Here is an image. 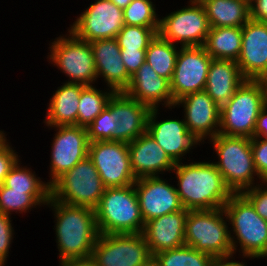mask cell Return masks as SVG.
<instances>
[{"mask_svg": "<svg viewBox=\"0 0 267 266\" xmlns=\"http://www.w3.org/2000/svg\"><path fill=\"white\" fill-rule=\"evenodd\" d=\"M253 137L267 140V106H263L256 120Z\"/></svg>", "mask_w": 267, "mask_h": 266, "instance_id": "cell-44", "label": "cell"}, {"mask_svg": "<svg viewBox=\"0 0 267 266\" xmlns=\"http://www.w3.org/2000/svg\"><path fill=\"white\" fill-rule=\"evenodd\" d=\"M45 207H49L54 214L53 229L59 263L91 257L99 236L95 209L64 204L51 197Z\"/></svg>", "mask_w": 267, "mask_h": 266, "instance_id": "cell-2", "label": "cell"}, {"mask_svg": "<svg viewBox=\"0 0 267 266\" xmlns=\"http://www.w3.org/2000/svg\"><path fill=\"white\" fill-rule=\"evenodd\" d=\"M251 149L259 179L262 182H267V140L257 137L251 138Z\"/></svg>", "mask_w": 267, "mask_h": 266, "instance_id": "cell-39", "label": "cell"}, {"mask_svg": "<svg viewBox=\"0 0 267 266\" xmlns=\"http://www.w3.org/2000/svg\"><path fill=\"white\" fill-rule=\"evenodd\" d=\"M75 19L68 29L89 43L116 38L125 25L123 10L111 0H95Z\"/></svg>", "mask_w": 267, "mask_h": 266, "instance_id": "cell-14", "label": "cell"}, {"mask_svg": "<svg viewBox=\"0 0 267 266\" xmlns=\"http://www.w3.org/2000/svg\"><path fill=\"white\" fill-rule=\"evenodd\" d=\"M95 61L97 82L101 77L105 86L114 92H124L131 76L121 59V48L116 38L90 42Z\"/></svg>", "mask_w": 267, "mask_h": 266, "instance_id": "cell-23", "label": "cell"}, {"mask_svg": "<svg viewBox=\"0 0 267 266\" xmlns=\"http://www.w3.org/2000/svg\"><path fill=\"white\" fill-rule=\"evenodd\" d=\"M207 143L212 144L218 160L212 162L232 193H242L262 183L254 165L250 138L217 134Z\"/></svg>", "mask_w": 267, "mask_h": 266, "instance_id": "cell-3", "label": "cell"}, {"mask_svg": "<svg viewBox=\"0 0 267 266\" xmlns=\"http://www.w3.org/2000/svg\"><path fill=\"white\" fill-rule=\"evenodd\" d=\"M210 24L200 0H189L187 6L160 16L158 34L181 47L204 46Z\"/></svg>", "mask_w": 267, "mask_h": 266, "instance_id": "cell-10", "label": "cell"}, {"mask_svg": "<svg viewBox=\"0 0 267 266\" xmlns=\"http://www.w3.org/2000/svg\"><path fill=\"white\" fill-rule=\"evenodd\" d=\"M242 47V27H211L204 44L214 59L236 61Z\"/></svg>", "mask_w": 267, "mask_h": 266, "instance_id": "cell-28", "label": "cell"}, {"mask_svg": "<svg viewBox=\"0 0 267 266\" xmlns=\"http://www.w3.org/2000/svg\"><path fill=\"white\" fill-rule=\"evenodd\" d=\"M152 254L140 234H99L91 258L96 266H143Z\"/></svg>", "mask_w": 267, "mask_h": 266, "instance_id": "cell-11", "label": "cell"}, {"mask_svg": "<svg viewBox=\"0 0 267 266\" xmlns=\"http://www.w3.org/2000/svg\"><path fill=\"white\" fill-rule=\"evenodd\" d=\"M124 93L151 109L159 108L161 110L163 109L160 108L161 104L162 107L166 108L165 112L174 109L170 82L159 76L146 61L131 76L130 83Z\"/></svg>", "mask_w": 267, "mask_h": 266, "instance_id": "cell-21", "label": "cell"}, {"mask_svg": "<svg viewBox=\"0 0 267 266\" xmlns=\"http://www.w3.org/2000/svg\"><path fill=\"white\" fill-rule=\"evenodd\" d=\"M187 209L163 215L145 223V237L152 256L185 245Z\"/></svg>", "mask_w": 267, "mask_h": 266, "instance_id": "cell-24", "label": "cell"}, {"mask_svg": "<svg viewBox=\"0 0 267 266\" xmlns=\"http://www.w3.org/2000/svg\"><path fill=\"white\" fill-rule=\"evenodd\" d=\"M249 5H251L252 3H254L256 0H245Z\"/></svg>", "mask_w": 267, "mask_h": 266, "instance_id": "cell-50", "label": "cell"}, {"mask_svg": "<svg viewBox=\"0 0 267 266\" xmlns=\"http://www.w3.org/2000/svg\"><path fill=\"white\" fill-rule=\"evenodd\" d=\"M130 166L136 179L149 176H161L171 173L175 163L165 150L145 132L128 143Z\"/></svg>", "mask_w": 267, "mask_h": 266, "instance_id": "cell-22", "label": "cell"}, {"mask_svg": "<svg viewBox=\"0 0 267 266\" xmlns=\"http://www.w3.org/2000/svg\"><path fill=\"white\" fill-rule=\"evenodd\" d=\"M8 140L2 147H0V182L3 183L5 177L10 170L20 160L19 153L14 150L11 142Z\"/></svg>", "mask_w": 267, "mask_h": 266, "instance_id": "cell-40", "label": "cell"}, {"mask_svg": "<svg viewBox=\"0 0 267 266\" xmlns=\"http://www.w3.org/2000/svg\"><path fill=\"white\" fill-rule=\"evenodd\" d=\"M146 49L127 50L121 49V59L132 76L145 62Z\"/></svg>", "mask_w": 267, "mask_h": 266, "instance_id": "cell-41", "label": "cell"}, {"mask_svg": "<svg viewBox=\"0 0 267 266\" xmlns=\"http://www.w3.org/2000/svg\"><path fill=\"white\" fill-rule=\"evenodd\" d=\"M245 80L236 61L212 58L204 90L221 108Z\"/></svg>", "mask_w": 267, "mask_h": 266, "instance_id": "cell-25", "label": "cell"}, {"mask_svg": "<svg viewBox=\"0 0 267 266\" xmlns=\"http://www.w3.org/2000/svg\"><path fill=\"white\" fill-rule=\"evenodd\" d=\"M169 182V183H168ZM162 176L138 178L134 187L137 192L144 223L163 215L184 210L176 187Z\"/></svg>", "mask_w": 267, "mask_h": 266, "instance_id": "cell-18", "label": "cell"}, {"mask_svg": "<svg viewBox=\"0 0 267 266\" xmlns=\"http://www.w3.org/2000/svg\"><path fill=\"white\" fill-rule=\"evenodd\" d=\"M99 234H140L145 223L141 216L134 184L105 188L95 208Z\"/></svg>", "mask_w": 267, "mask_h": 266, "instance_id": "cell-5", "label": "cell"}, {"mask_svg": "<svg viewBox=\"0 0 267 266\" xmlns=\"http://www.w3.org/2000/svg\"><path fill=\"white\" fill-rule=\"evenodd\" d=\"M49 99L45 119V127L77 126L78 104L85 85L62 82Z\"/></svg>", "mask_w": 267, "mask_h": 266, "instance_id": "cell-26", "label": "cell"}, {"mask_svg": "<svg viewBox=\"0 0 267 266\" xmlns=\"http://www.w3.org/2000/svg\"><path fill=\"white\" fill-rule=\"evenodd\" d=\"M250 19L267 22V0H256L250 5Z\"/></svg>", "mask_w": 267, "mask_h": 266, "instance_id": "cell-43", "label": "cell"}, {"mask_svg": "<svg viewBox=\"0 0 267 266\" xmlns=\"http://www.w3.org/2000/svg\"><path fill=\"white\" fill-rule=\"evenodd\" d=\"M264 106L260 84L245 80L220 108L219 134L253 138L256 120Z\"/></svg>", "mask_w": 267, "mask_h": 266, "instance_id": "cell-9", "label": "cell"}, {"mask_svg": "<svg viewBox=\"0 0 267 266\" xmlns=\"http://www.w3.org/2000/svg\"><path fill=\"white\" fill-rule=\"evenodd\" d=\"M111 1L122 10H124L132 2V0H111Z\"/></svg>", "mask_w": 267, "mask_h": 266, "instance_id": "cell-47", "label": "cell"}, {"mask_svg": "<svg viewBox=\"0 0 267 266\" xmlns=\"http://www.w3.org/2000/svg\"><path fill=\"white\" fill-rule=\"evenodd\" d=\"M59 266H96V263L89 257L84 259L67 260L59 263Z\"/></svg>", "mask_w": 267, "mask_h": 266, "instance_id": "cell-45", "label": "cell"}, {"mask_svg": "<svg viewBox=\"0 0 267 266\" xmlns=\"http://www.w3.org/2000/svg\"><path fill=\"white\" fill-rule=\"evenodd\" d=\"M116 112L107 104L105 109L87 126L89 142L113 141L117 122Z\"/></svg>", "mask_w": 267, "mask_h": 266, "instance_id": "cell-36", "label": "cell"}, {"mask_svg": "<svg viewBox=\"0 0 267 266\" xmlns=\"http://www.w3.org/2000/svg\"><path fill=\"white\" fill-rule=\"evenodd\" d=\"M212 160L179 162L171 173L177 181V193L184 209L212 210L223 208L233 194ZM186 163V164H185Z\"/></svg>", "mask_w": 267, "mask_h": 266, "instance_id": "cell-1", "label": "cell"}, {"mask_svg": "<svg viewBox=\"0 0 267 266\" xmlns=\"http://www.w3.org/2000/svg\"><path fill=\"white\" fill-rule=\"evenodd\" d=\"M20 160L10 170L3 181V185L13 190L25 191L26 193H50V185L42 181L35 171L27 165L23 166Z\"/></svg>", "mask_w": 267, "mask_h": 266, "instance_id": "cell-32", "label": "cell"}, {"mask_svg": "<svg viewBox=\"0 0 267 266\" xmlns=\"http://www.w3.org/2000/svg\"><path fill=\"white\" fill-rule=\"evenodd\" d=\"M225 210H189L185 226V245L219 257L233 253Z\"/></svg>", "mask_w": 267, "mask_h": 266, "instance_id": "cell-7", "label": "cell"}, {"mask_svg": "<svg viewBox=\"0 0 267 266\" xmlns=\"http://www.w3.org/2000/svg\"><path fill=\"white\" fill-rule=\"evenodd\" d=\"M104 190L100 175L87 156L50 185V197L64 204L95 209Z\"/></svg>", "mask_w": 267, "mask_h": 266, "instance_id": "cell-8", "label": "cell"}, {"mask_svg": "<svg viewBox=\"0 0 267 266\" xmlns=\"http://www.w3.org/2000/svg\"><path fill=\"white\" fill-rule=\"evenodd\" d=\"M180 47L157 34L146 49L145 61L159 76L171 82Z\"/></svg>", "mask_w": 267, "mask_h": 266, "instance_id": "cell-29", "label": "cell"}, {"mask_svg": "<svg viewBox=\"0 0 267 266\" xmlns=\"http://www.w3.org/2000/svg\"><path fill=\"white\" fill-rule=\"evenodd\" d=\"M88 157L96 167L105 188L125 187L137 180L130 166L127 142H90Z\"/></svg>", "mask_w": 267, "mask_h": 266, "instance_id": "cell-12", "label": "cell"}, {"mask_svg": "<svg viewBox=\"0 0 267 266\" xmlns=\"http://www.w3.org/2000/svg\"><path fill=\"white\" fill-rule=\"evenodd\" d=\"M159 108H152L147 123V132L165 150L166 154L176 164L183 162L187 154L201 146V142L189 131L184 119L170 117L158 120L161 116ZM159 117V118H158ZM185 156V157H184Z\"/></svg>", "mask_w": 267, "mask_h": 266, "instance_id": "cell-16", "label": "cell"}, {"mask_svg": "<svg viewBox=\"0 0 267 266\" xmlns=\"http://www.w3.org/2000/svg\"><path fill=\"white\" fill-rule=\"evenodd\" d=\"M160 266H213L214 257L183 245L153 256Z\"/></svg>", "mask_w": 267, "mask_h": 266, "instance_id": "cell-33", "label": "cell"}, {"mask_svg": "<svg viewBox=\"0 0 267 266\" xmlns=\"http://www.w3.org/2000/svg\"><path fill=\"white\" fill-rule=\"evenodd\" d=\"M211 61L204 46L180 47L170 82L173 106L183 96L205 89Z\"/></svg>", "mask_w": 267, "mask_h": 266, "instance_id": "cell-15", "label": "cell"}, {"mask_svg": "<svg viewBox=\"0 0 267 266\" xmlns=\"http://www.w3.org/2000/svg\"><path fill=\"white\" fill-rule=\"evenodd\" d=\"M183 108V119L188 131L204 145L219 134L220 107L203 90L190 93L174 103V108Z\"/></svg>", "mask_w": 267, "mask_h": 266, "instance_id": "cell-17", "label": "cell"}, {"mask_svg": "<svg viewBox=\"0 0 267 266\" xmlns=\"http://www.w3.org/2000/svg\"><path fill=\"white\" fill-rule=\"evenodd\" d=\"M119 119L113 134V141L130 143L147 132L151 108L124 92H114L107 103Z\"/></svg>", "mask_w": 267, "mask_h": 266, "instance_id": "cell-20", "label": "cell"}, {"mask_svg": "<svg viewBox=\"0 0 267 266\" xmlns=\"http://www.w3.org/2000/svg\"><path fill=\"white\" fill-rule=\"evenodd\" d=\"M143 266H158V262L154 257H152L147 263H145Z\"/></svg>", "mask_w": 267, "mask_h": 266, "instance_id": "cell-49", "label": "cell"}, {"mask_svg": "<svg viewBox=\"0 0 267 266\" xmlns=\"http://www.w3.org/2000/svg\"><path fill=\"white\" fill-rule=\"evenodd\" d=\"M152 0H132L123 10L124 24L129 26H143L159 28L160 15Z\"/></svg>", "mask_w": 267, "mask_h": 266, "instance_id": "cell-34", "label": "cell"}, {"mask_svg": "<svg viewBox=\"0 0 267 266\" xmlns=\"http://www.w3.org/2000/svg\"><path fill=\"white\" fill-rule=\"evenodd\" d=\"M11 215L0 213V266H5L9 257L15 230Z\"/></svg>", "mask_w": 267, "mask_h": 266, "instance_id": "cell-37", "label": "cell"}, {"mask_svg": "<svg viewBox=\"0 0 267 266\" xmlns=\"http://www.w3.org/2000/svg\"><path fill=\"white\" fill-rule=\"evenodd\" d=\"M235 257H236L235 253H231V254H228V255L215 257L213 266H247L248 264L245 261L246 259H244V258H247L248 261L252 260V259H255V257L249 256V255H241L240 254L239 257H236L238 259L240 258V260H243V261L240 262L239 260L236 261ZM241 258H243V259H241Z\"/></svg>", "mask_w": 267, "mask_h": 266, "instance_id": "cell-42", "label": "cell"}, {"mask_svg": "<svg viewBox=\"0 0 267 266\" xmlns=\"http://www.w3.org/2000/svg\"><path fill=\"white\" fill-rule=\"evenodd\" d=\"M47 62L65 74V83L85 86L97 83V73L91 44L78 38L71 30L56 37L48 45Z\"/></svg>", "mask_w": 267, "mask_h": 266, "instance_id": "cell-6", "label": "cell"}, {"mask_svg": "<svg viewBox=\"0 0 267 266\" xmlns=\"http://www.w3.org/2000/svg\"><path fill=\"white\" fill-rule=\"evenodd\" d=\"M256 81L261 86L262 94H263V102H264V105L267 106V73L263 74Z\"/></svg>", "mask_w": 267, "mask_h": 266, "instance_id": "cell-46", "label": "cell"}, {"mask_svg": "<svg viewBox=\"0 0 267 266\" xmlns=\"http://www.w3.org/2000/svg\"><path fill=\"white\" fill-rule=\"evenodd\" d=\"M97 85L85 86L79 98L77 126L87 127L105 109L114 91L110 88H96Z\"/></svg>", "mask_w": 267, "mask_h": 266, "instance_id": "cell-31", "label": "cell"}, {"mask_svg": "<svg viewBox=\"0 0 267 266\" xmlns=\"http://www.w3.org/2000/svg\"><path fill=\"white\" fill-rule=\"evenodd\" d=\"M6 132L4 130H0V147H2L8 140Z\"/></svg>", "mask_w": 267, "mask_h": 266, "instance_id": "cell-48", "label": "cell"}, {"mask_svg": "<svg viewBox=\"0 0 267 266\" xmlns=\"http://www.w3.org/2000/svg\"><path fill=\"white\" fill-rule=\"evenodd\" d=\"M50 193H26L25 191L13 190L3 184L0 188V213L7 215L23 214L35 208L45 207ZM13 212V213H12Z\"/></svg>", "mask_w": 267, "mask_h": 266, "instance_id": "cell-30", "label": "cell"}, {"mask_svg": "<svg viewBox=\"0 0 267 266\" xmlns=\"http://www.w3.org/2000/svg\"><path fill=\"white\" fill-rule=\"evenodd\" d=\"M223 209L229 221L233 253L266 258L267 221L256 213L251 202L242 193H233Z\"/></svg>", "mask_w": 267, "mask_h": 266, "instance_id": "cell-4", "label": "cell"}, {"mask_svg": "<svg viewBox=\"0 0 267 266\" xmlns=\"http://www.w3.org/2000/svg\"><path fill=\"white\" fill-rule=\"evenodd\" d=\"M55 130L50 150L49 180L51 185L62 174L72 169L88 156L89 139L87 128L67 125L47 127Z\"/></svg>", "mask_w": 267, "mask_h": 266, "instance_id": "cell-13", "label": "cell"}, {"mask_svg": "<svg viewBox=\"0 0 267 266\" xmlns=\"http://www.w3.org/2000/svg\"><path fill=\"white\" fill-rule=\"evenodd\" d=\"M242 194L254 206L256 213L267 221V182L248 188Z\"/></svg>", "mask_w": 267, "mask_h": 266, "instance_id": "cell-38", "label": "cell"}, {"mask_svg": "<svg viewBox=\"0 0 267 266\" xmlns=\"http://www.w3.org/2000/svg\"><path fill=\"white\" fill-rule=\"evenodd\" d=\"M158 31L159 28L124 25L116 39L121 49H147Z\"/></svg>", "mask_w": 267, "mask_h": 266, "instance_id": "cell-35", "label": "cell"}, {"mask_svg": "<svg viewBox=\"0 0 267 266\" xmlns=\"http://www.w3.org/2000/svg\"><path fill=\"white\" fill-rule=\"evenodd\" d=\"M210 27H243L250 19V5L245 0H200Z\"/></svg>", "mask_w": 267, "mask_h": 266, "instance_id": "cell-27", "label": "cell"}, {"mask_svg": "<svg viewBox=\"0 0 267 266\" xmlns=\"http://www.w3.org/2000/svg\"><path fill=\"white\" fill-rule=\"evenodd\" d=\"M237 64L246 80H257L267 73V22L249 19L242 27V47Z\"/></svg>", "mask_w": 267, "mask_h": 266, "instance_id": "cell-19", "label": "cell"}]
</instances>
